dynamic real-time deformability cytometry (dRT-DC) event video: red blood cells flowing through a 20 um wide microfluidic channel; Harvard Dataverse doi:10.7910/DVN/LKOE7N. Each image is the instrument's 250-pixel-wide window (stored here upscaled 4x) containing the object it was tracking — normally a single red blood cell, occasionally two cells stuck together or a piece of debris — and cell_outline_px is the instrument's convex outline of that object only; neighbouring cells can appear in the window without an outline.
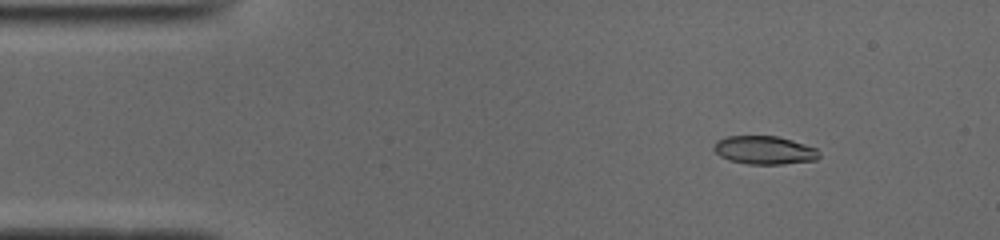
{"species": "common noctule bat (a hibernating species)", "species_latin": "Nyctalus noctula", "temperature_condition": "cold", "stored_images_in_passage": 49, "camera_frame_rate_fps": 3000, "um_per_image_px": 0.085, "animal": {"sex": "male", "body_mass_g": 19.0, "forearm_length_mm": 50.8}, "frame": {"image": 1, "passage_image": 5, "time_ms": 1.333, "image_size_px": [1000, 240], "cell_outline_px": [[820, 156], [816, 160], [780, 164], [748, 164], [728, 160], [720, 156], [712, 148], [716, 140], [728, 136], [776, 136], [792, 140], [816, 148]], "centroid_in_image_um": [64.94, 12.76], "position_along_channel_um": 20.1, "area_um2": 17.34}}
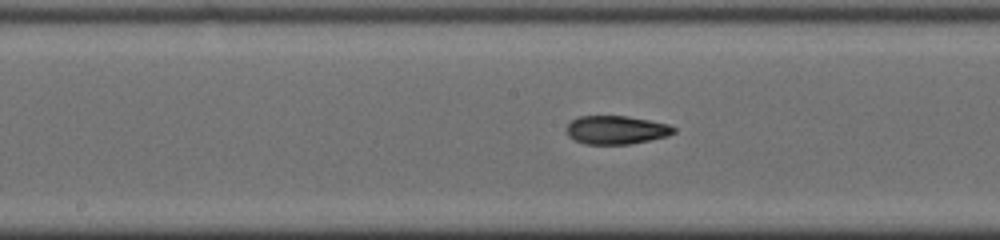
{"frame": {"image": 2, "passage_image": 24, "time_ms": 7.667, "image_size_px": [1000, 240], "cell_outline_px": [[676, 132], [668, 136], [628, 144], [584, 144], [568, 136], [568, 124], [572, 120], [580, 116], [628, 116], [668, 124], [676, 128]], "centroid_in_image_um": [52.4, 11.04], "position_along_channel_um": 195.8, "area_um2": 17.63}}
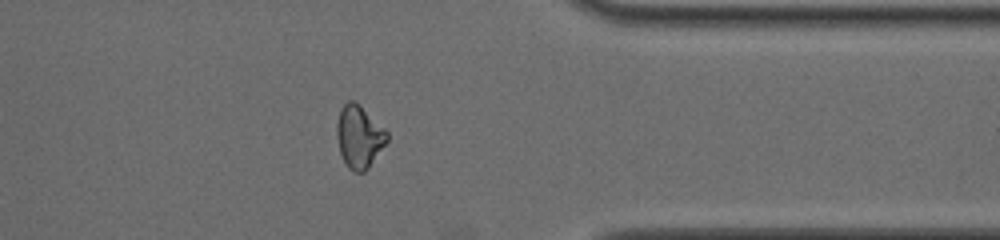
{"frame": {"image": 3, "passage_image": 39, "time_ms": 12.667, "image_size_px": [1000, 240], "cell_outline_px": [[388, 140], [368, 168], [364, 172], [352, 172], [348, 168], [340, 152], [336, 136], [336, 124], [340, 108], [348, 100], [356, 100], [388, 132]], "centroid_in_image_um": [30.51, 11.59], "position_along_channel_um": 380.9, "area_um2": 18.44}, "authors_computed_cell_mechanics": {"area_um2": 17.8024, "velocity_mm_per_s": 3.9441, "shape_relaxation_time_tau1_ms": null, "shape_relaxation_time_tau2_ms": 2.1433, "deformation_change_tau1": null, "deformation_change_tau2": 0.0882}}